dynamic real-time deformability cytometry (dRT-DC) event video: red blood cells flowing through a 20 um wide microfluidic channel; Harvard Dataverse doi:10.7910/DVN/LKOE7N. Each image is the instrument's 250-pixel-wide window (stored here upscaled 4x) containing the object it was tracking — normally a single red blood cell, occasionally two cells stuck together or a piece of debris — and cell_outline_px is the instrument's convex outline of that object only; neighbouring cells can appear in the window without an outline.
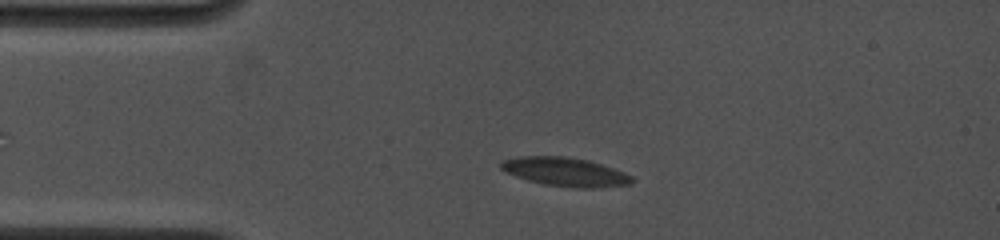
{"species": "common noctule bat (a hibernating species)", "species_latin": "Nyctalus noctula", "temperature_condition": "cold", "stored_images_in_passage": 90, "camera_frame_rate_fps": 4500, "um_per_image_px": 0.085, "animal": {"sex": "female", "body_mass_g": 19.0, "forearm_length_mm": 53.3}, "frame": {"image": 1, "passage_image": 18, "time_ms": 3.111, "image_size_px": [1000, 240], "cell_outline_px": [[636, 180], [632, 184], [592, 188], [576, 188], [544, 184], [528, 180], [516, 176], [500, 168], [500, 164], [504, 160], [520, 156], [564, 156], [588, 160], [624, 172], [632, 176]], "centroid_in_image_um": [48.08, 14.61], "position_along_channel_um": 36.9, "area_um2": 21.79}}
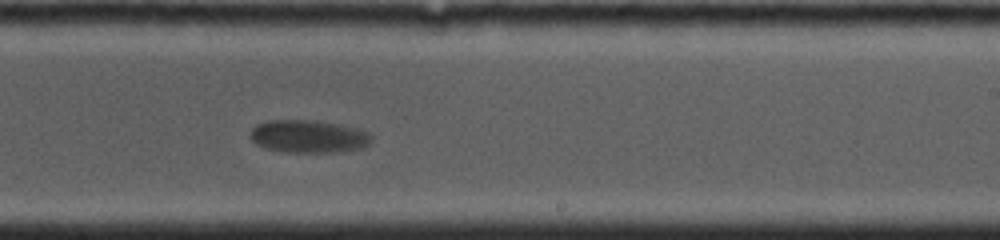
{"frame": {"image": 2, "passage_image": 59, "time_ms": 10.222, "image_size_px": [1000, 240], "cell_outline_px": [[372, 140], [368, 144], [360, 148], [332, 152], [288, 152], [264, 148], [256, 144], [248, 136], [252, 128], [256, 124], [268, 120], [312, 120], [336, 124], [356, 128], [368, 132], [372, 136]], "centroid_in_image_um": [26.16, 11.59], "position_along_channel_um": 262.8, "area_um2": 23.06}}
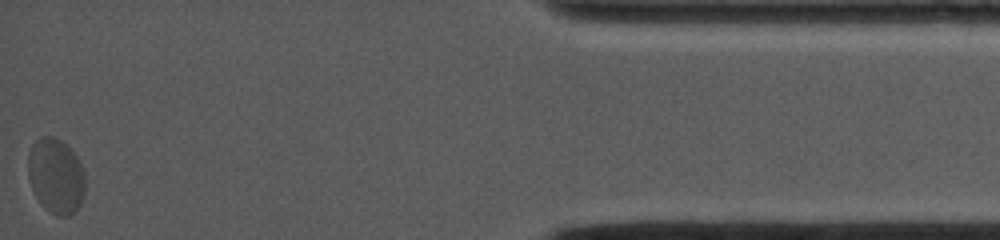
{"frame": {"image": 3, "passage_image": 90, "time_ms": 16.667, "image_size_px": [1000, 240], "cell_outline_px": [[84, 196], [76, 212], [72, 216], [56, 216], [48, 212], [40, 204], [32, 188], [28, 176], [28, 156], [32, 144], [40, 136], [52, 136], [60, 140], [80, 160], [84, 172]], "centroid_in_image_um": [4.75, 14.99], "position_along_channel_um": 430.4, "area_um2": 25.26}, "authors_computed_cell_mechanics": {"area_um2": 23.0622, "velocity_mm_per_s": 3.5883, "shape_relaxation_time_tau1_ms": 1.866, "shape_relaxation_time_tau2_ms": null, "deformation_change_tau1": 0.0728, "deformation_change_tau2": null}}